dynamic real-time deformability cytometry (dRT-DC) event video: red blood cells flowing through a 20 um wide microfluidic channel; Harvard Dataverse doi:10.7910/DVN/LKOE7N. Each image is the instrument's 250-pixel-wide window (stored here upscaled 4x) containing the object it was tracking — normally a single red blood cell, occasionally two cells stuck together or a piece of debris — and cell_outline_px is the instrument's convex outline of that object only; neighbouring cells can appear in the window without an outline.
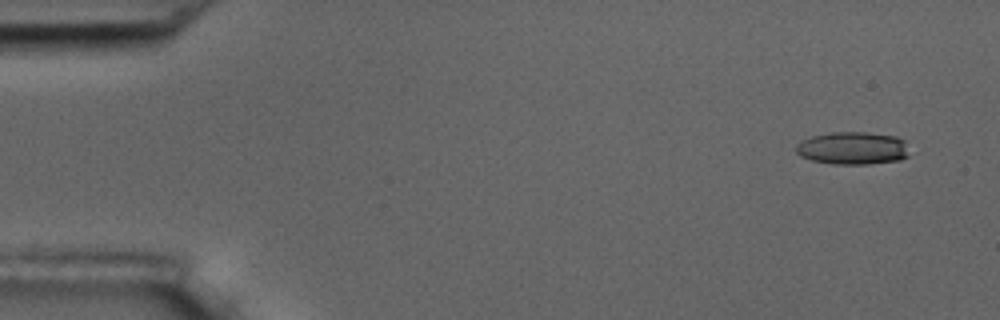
{"species": "common noctule bat (a hibernating species)", "species_latin": "Nyctalus noctula", "temperature_condition": "room temperature", "stored_images_in_passage": 6, "camera_frame_rate_fps": 3000, "um_per_image_px": 0.085, "animal": {"sex": "male", "body_mass_g": 17.5, "forearm_length_mm": 52.3}, "frame": {"image": 1, "passage_image": 1, "time_ms": 0.0, "image_size_px": [1000, 320], "cell_outline_px": [[908, 156], [900, 160], [868, 164], [832, 164], [812, 160], [800, 156], [796, 152], [796, 144], [812, 136], [832, 132], [864, 132], [896, 136], [904, 140]], "centroid_in_image_um": [72.47, 12.6], "position_along_channel_um": 12.5, "area_um2": 21.5}}
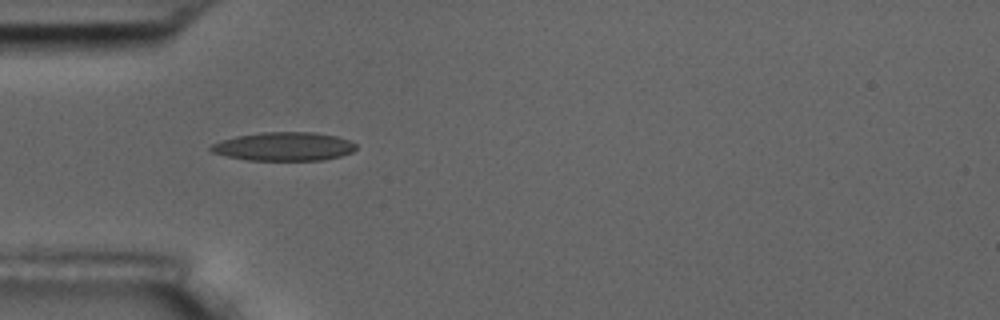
{"frame": {"image": 2, "passage_image": 5, "time_ms": 4.667, "image_size_px": [1000, 320], "cell_outline_px": [[356, 148], [352, 152], [340, 156], [324, 160], [248, 160], [228, 156], [212, 152], [208, 148], [212, 144], [220, 140], [236, 136], [264, 132], [312, 132], [336, 136], [348, 140], [356, 144]], "centroid_in_image_um": [24.12, 12.45], "position_along_channel_um": 60.9, "area_um2": 24.1}}